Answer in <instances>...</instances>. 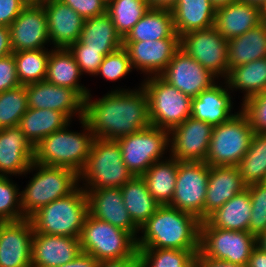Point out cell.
<instances>
[{"label": "cell", "instance_id": "13", "mask_svg": "<svg viewBox=\"0 0 266 267\" xmlns=\"http://www.w3.org/2000/svg\"><path fill=\"white\" fill-rule=\"evenodd\" d=\"M209 178L205 162L179 161L177 179L169 206L204 220V203Z\"/></svg>", "mask_w": 266, "mask_h": 267}, {"label": "cell", "instance_id": "7", "mask_svg": "<svg viewBox=\"0 0 266 267\" xmlns=\"http://www.w3.org/2000/svg\"><path fill=\"white\" fill-rule=\"evenodd\" d=\"M79 240L81 252L92 255L98 261L140 257L136 238L131 233L89 213Z\"/></svg>", "mask_w": 266, "mask_h": 267}, {"label": "cell", "instance_id": "32", "mask_svg": "<svg viewBox=\"0 0 266 267\" xmlns=\"http://www.w3.org/2000/svg\"><path fill=\"white\" fill-rule=\"evenodd\" d=\"M180 39L175 32L171 10L149 9L134 25L123 42Z\"/></svg>", "mask_w": 266, "mask_h": 267}, {"label": "cell", "instance_id": "11", "mask_svg": "<svg viewBox=\"0 0 266 267\" xmlns=\"http://www.w3.org/2000/svg\"><path fill=\"white\" fill-rule=\"evenodd\" d=\"M122 159L133 176H142L155 162L164 159L168 151L169 131L150 126L117 139Z\"/></svg>", "mask_w": 266, "mask_h": 267}, {"label": "cell", "instance_id": "18", "mask_svg": "<svg viewBox=\"0 0 266 267\" xmlns=\"http://www.w3.org/2000/svg\"><path fill=\"white\" fill-rule=\"evenodd\" d=\"M9 29L13 52L46 49L45 44L50 42L42 4L26 5Z\"/></svg>", "mask_w": 266, "mask_h": 267}, {"label": "cell", "instance_id": "28", "mask_svg": "<svg viewBox=\"0 0 266 267\" xmlns=\"http://www.w3.org/2000/svg\"><path fill=\"white\" fill-rule=\"evenodd\" d=\"M171 11L175 32L179 36L215 24L216 9L210 0H178Z\"/></svg>", "mask_w": 266, "mask_h": 267}, {"label": "cell", "instance_id": "55", "mask_svg": "<svg viewBox=\"0 0 266 267\" xmlns=\"http://www.w3.org/2000/svg\"><path fill=\"white\" fill-rule=\"evenodd\" d=\"M150 9L172 10L178 0H145Z\"/></svg>", "mask_w": 266, "mask_h": 267}, {"label": "cell", "instance_id": "4", "mask_svg": "<svg viewBox=\"0 0 266 267\" xmlns=\"http://www.w3.org/2000/svg\"><path fill=\"white\" fill-rule=\"evenodd\" d=\"M88 213L86 191L78 186L69 195L38 209L29 219L35 233L79 238Z\"/></svg>", "mask_w": 266, "mask_h": 267}, {"label": "cell", "instance_id": "8", "mask_svg": "<svg viewBox=\"0 0 266 267\" xmlns=\"http://www.w3.org/2000/svg\"><path fill=\"white\" fill-rule=\"evenodd\" d=\"M141 86L148 95L151 126L170 131L191 116L192 98L160 76L146 77Z\"/></svg>", "mask_w": 266, "mask_h": 267}, {"label": "cell", "instance_id": "50", "mask_svg": "<svg viewBox=\"0 0 266 267\" xmlns=\"http://www.w3.org/2000/svg\"><path fill=\"white\" fill-rule=\"evenodd\" d=\"M98 263L92 255L80 252L74 260L59 267H97Z\"/></svg>", "mask_w": 266, "mask_h": 267}, {"label": "cell", "instance_id": "10", "mask_svg": "<svg viewBox=\"0 0 266 267\" xmlns=\"http://www.w3.org/2000/svg\"><path fill=\"white\" fill-rule=\"evenodd\" d=\"M256 245V237L248 231L215 228L206 220L200 223L199 252L204 257L247 266Z\"/></svg>", "mask_w": 266, "mask_h": 267}, {"label": "cell", "instance_id": "39", "mask_svg": "<svg viewBox=\"0 0 266 267\" xmlns=\"http://www.w3.org/2000/svg\"><path fill=\"white\" fill-rule=\"evenodd\" d=\"M149 9L145 0H112L107 4V14L122 39L128 35Z\"/></svg>", "mask_w": 266, "mask_h": 267}, {"label": "cell", "instance_id": "16", "mask_svg": "<svg viewBox=\"0 0 266 267\" xmlns=\"http://www.w3.org/2000/svg\"><path fill=\"white\" fill-rule=\"evenodd\" d=\"M25 86L28 108L56 110L64 113L71 121L75 114L79 120L84 117L85 100L75 90L46 81Z\"/></svg>", "mask_w": 266, "mask_h": 267}, {"label": "cell", "instance_id": "23", "mask_svg": "<svg viewBox=\"0 0 266 267\" xmlns=\"http://www.w3.org/2000/svg\"><path fill=\"white\" fill-rule=\"evenodd\" d=\"M34 161V147L21 129H0V176L24 175Z\"/></svg>", "mask_w": 266, "mask_h": 267}, {"label": "cell", "instance_id": "41", "mask_svg": "<svg viewBox=\"0 0 266 267\" xmlns=\"http://www.w3.org/2000/svg\"><path fill=\"white\" fill-rule=\"evenodd\" d=\"M28 110L26 86L0 93V129L16 127Z\"/></svg>", "mask_w": 266, "mask_h": 267}, {"label": "cell", "instance_id": "37", "mask_svg": "<svg viewBox=\"0 0 266 267\" xmlns=\"http://www.w3.org/2000/svg\"><path fill=\"white\" fill-rule=\"evenodd\" d=\"M237 168L246 186L266 182V133L254 132Z\"/></svg>", "mask_w": 266, "mask_h": 267}, {"label": "cell", "instance_id": "26", "mask_svg": "<svg viewBox=\"0 0 266 267\" xmlns=\"http://www.w3.org/2000/svg\"><path fill=\"white\" fill-rule=\"evenodd\" d=\"M260 22V8L239 0L216 10L214 26L229 40L241 36Z\"/></svg>", "mask_w": 266, "mask_h": 267}, {"label": "cell", "instance_id": "44", "mask_svg": "<svg viewBox=\"0 0 266 267\" xmlns=\"http://www.w3.org/2000/svg\"><path fill=\"white\" fill-rule=\"evenodd\" d=\"M132 71L131 61L127 51L122 47L106 55L96 75H102L106 80L117 81Z\"/></svg>", "mask_w": 266, "mask_h": 267}, {"label": "cell", "instance_id": "36", "mask_svg": "<svg viewBox=\"0 0 266 267\" xmlns=\"http://www.w3.org/2000/svg\"><path fill=\"white\" fill-rule=\"evenodd\" d=\"M224 81L229 90L244 91L243 101L266 91V58L231 68Z\"/></svg>", "mask_w": 266, "mask_h": 267}, {"label": "cell", "instance_id": "61", "mask_svg": "<svg viewBox=\"0 0 266 267\" xmlns=\"http://www.w3.org/2000/svg\"><path fill=\"white\" fill-rule=\"evenodd\" d=\"M103 1L106 2V4H108L112 0H103Z\"/></svg>", "mask_w": 266, "mask_h": 267}, {"label": "cell", "instance_id": "1", "mask_svg": "<svg viewBox=\"0 0 266 267\" xmlns=\"http://www.w3.org/2000/svg\"><path fill=\"white\" fill-rule=\"evenodd\" d=\"M91 96L85 99L84 118L94 138L117 140L151 126L148 95L142 86L115 89L94 101Z\"/></svg>", "mask_w": 266, "mask_h": 267}, {"label": "cell", "instance_id": "15", "mask_svg": "<svg viewBox=\"0 0 266 267\" xmlns=\"http://www.w3.org/2000/svg\"><path fill=\"white\" fill-rule=\"evenodd\" d=\"M159 76L190 98L211 88L218 79L181 48Z\"/></svg>", "mask_w": 266, "mask_h": 267}, {"label": "cell", "instance_id": "38", "mask_svg": "<svg viewBox=\"0 0 266 267\" xmlns=\"http://www.w3.org/2000/svg\"><path fill=\"white\" fill-rule=\"evenodd\" d=\"M50 53L48 49L13 52L16 74L21 85L45 81Z\"/></svg>", "mask_w": 266, "mask_h": 267}, {"label": "cell", "instance_id": "53", "mask_svg": "<svg viewBox=\"0 0 266 267\" xmlns=\"http://www.w3.org/2000/svg\"><path fill=\"white\" fill-rule=\"evenodd\" d=\"M13 53L10 38V29L7 26H0V58Z\"/></svg>", "mask_w": 266, "mask_h": 267}, {"label": "cell", "instance_id": "3", "mask_svg": "<svg viewBox=\"0 0 266 267\" xmlns=\"http://www.w3.org/2000/svg\"><path fill=\"white\" fill-rule=\"evenodd\" d=\"M83 132L63 129L53 132L34 147V161L46 166L66 167L79 174L86 165L93 143V133L85 118L80 119Z\"/></svg>", "mask_w": 266, "mask_h": 267}, {"label": "cell", "instance_id": "49", "mask_svg": "<svg viewBox=\"0 0 266 267\" xmlns=\"http://www.w3.org/2000/svg\"><path fill=\"white\" fill-rule=\"evenodd\" d=\"M25 6L21 0H0V26L9 27Z\"/></svg>", "mask_w": 266, "mask_h": 267}, {"label": "cell", "instance_id": "19", "mask_svg": "<svg viewBox=\"0 0 266 267\" xmlns=\"http://www.w3.org/2000/svg\"><path fill=\"white\" fill-rule=\"evenodd\" d=\"M132 68L145 75L159 76L176 51L180 48V39H160L157 41L123 42Z\"/></svg>", "mask_w": 266, "mask_h": 267}, {"label": "cell", "instance_id": "29", "mask_svg": "<svg viewBox=\"0 0 266 267\" xmlns=\"http://www.w3.org/2000/svg\"><path fill=\"white\" fill-rule=\"evenodd\" d=\"M266 58V22L228 40V64L231 68Z\"/></svg>", "mask_w": 266, "mask_h": 267}, {"label": "cell", "instance_id": "25", "mask_svg": "<svg viewBox=\"0 0 266 267\" xmlns=\"http://www.w3.org/2000/svg\"><path fill=\"white\" fill-rule=\"evenodd\" d=\"M226 85L216 83L211 88L202 91L197 97L192 98L191 116L213 126L230 120L234 114L230 90ZM232 109V110H231Z\"/></svg>", "mask_w": 266, "mask_h": 267}, {"label": "cell", "instance_id": "51", "mask_svg": "<svg viewBox=\"0 0 266 267\" xmlns=\"http://www.w3.org/2000/svg\"><path fill=\"white\" fill-rule=\"evenodd\" d=\"M97 267H141L140 257H127L120 260L99 261Z\"/></svg>", "mask_w": 266, "mask_h": 267}, {"label": "cell", "instance_id": "5", "mask_svg": "<svg viewBox=\"0 0 266 267\" xmlns=\"http://www.w3.org/2000/svg\"><path fill=\"white\" fill-rule=\"evenodd\" d=\"M25 189L20 191L23 215L29 218L41 207L72 193L79 184L78 174L66 167L32 162L25 174L33 172Z\"/></svg>", "mask_w": 266, "mask_h": 267}, {"label": "cell", "instance_id": "45", "mask_svg": "<svg viewBox=\"0 0 266 267\" xmlns=\"http://www.w3.org/2000/svg\"><path fill=\"white\" fill-rule=\"evenodd\" d=\"M241 111L247 116L254 132L266 133V91L241 103Z\"/></svg>", "mask_w": 266, "mask_h": 267}, {"label": "cell", "instance_id": "35", "mask_svg": "<svg viewBox=\"0 0 266 267\" xmlns=\"http://www.w3.org/2000/svg\"><path fill=\"white\" fill-rule=\"evenodd\" d=\"M121 191L125 208L140 229L160 205L148 191L142 176H133L121 187Z\"/></svg>", "mask_w": 266, "mask_h": 267}, {"label": "cell", "instance_id": "17", "mask_svg": "<svg viewBox=\"0 0 266 267\" xmlns=\"http://www.w3.org/2000/svg\"><path fill=\"white\" fill-rule=\"evenodd\" d=\"M34 233L29 218L0 222V267H32Z\"/></svg>", "mask_w": 266, "mask_h": 267}, {"label": "cell", "instance_id": "58", "mask_svg": "<svg viewBox=\"0 0 266 267\" xmlns=\"http://www.w3.org/2000/svg\"><path fill=\"white\" fill-rule=\"evenodd\" d=\"M240 1L249 3L251 5H254L260 8L265 3L266 0H240Z\"/></svg>", "mask_w": 266, "mask_h": 267}, {"label": "cell", "instance_id": "20", "mask_svg": "<svg viewBox=\"0 0 266 267\" xmlns=\"http://www.w3.org/2000/svg\"><path fill=\"white\" fill-rule=\"evenodd\" d=\"M85 191L90 215L127 231L137 238L140 230L125 208L121 188Z\"/></svg>", "mask_w": 266, "mask_h": 267}, {"label": "cell", "instance_id": "54", "mask_svg": "<svg viewBox=\"0 0 266 267\" xmlns=\"http://www.w3.org/2000/svg\"><path fill=\"white\" fill-rule=\"evenodd\" d=\"M246 267H266V251L256 245Z\"/></svg>", "mask_w": 266, "mask_h": 267}, {"label": "cell", "instance_id": "27", "mask_svg": "<svg viewBox=\"0 0 266 267\" xmlns=\"http://www.w3.org/2000/svg\"><path fill=\"white\" fill-rule=\"evenodd\" d=\"M45 81L56 86L75 90L84 100L89 95L88 88L79 83L80 67L68 48L50 49Z\"/></svg>", "mask_w": 266, "mask_h": 267}, {"label": "cell", "instance_id": "52", "mask_svg": "<svg viewBox=\"0 0 266 267\" xmlns=\"http://www.w3.org/2000/svg\"><path fill=\"white\" fill-rule=\"evenodd\" d=\"M196 267H246L236 265L224 260L204 257L200 252L197 253Z\"/></svg>", "mask_w": 266, "mask_h": 267}, {"label": "cell", "instance_id": "14", "mask_svg": "<svg viewBox=\"0 0 266 267\" xmlns=\"http://www.w3.org/2000/svg\"><path fill=\"white\" fill-rule=\"evenodd\" d=\"M214 126L188 117L169 131L171 157L178 161L204 162Z\"/></svg>", "mask_w": 266, "mask_h": 267}, {"label": "cell", "instance_id": "40", "mask_svg": "<svg viewBox=\"0 0 266 267\" xmlns=\"http://www.w3.org/2000/svg\"><path fill=\"white\" fill-rule=\"evenodd\" d=\"M137 249L141 267H196L197 254L190 250Z\"/></svg>", "mask_w": 266, "mask_h": 267}, {"label": "cell", "instance_id": "9", "mask_svg": "<svg viewBox=\"0 0 266 267\" xmlns=\"http://www.w3.org/2000/svg\"><path fill=\"white\" fill-rule=\"evenodd\" d=\"M238 112L214 126L204 161L209 166H237L248 151L254 131L247 116L241 110Z\"/></svg>", "mask_w": 266, "mask_h": 267}, {"label": "cell", "instance_id": "34", "mask_svg": "<svg viewBox=\"0 0 266 267\" xmlns=\"http://www.w3.org/2000/svg\"><path fill=\"white\" fill-rule=\"evenodd\" d=\"M168 158L155 162L142 175L148 191L160 206L170 205L177 179L179 161Z\"/></svg>", "mask_w": 266, "mask_h": 267}, {"label": "cell", "instance_id": "22", "mask_svg": "<svg viewBox=\"0 0 266 267\" xmlns=\"http://www.w3.org/2000/svg\"><path fill=\"white\" fill-rule=\"evenodd\" d=\"M80 252L79 238L34 233L32 267H59L74 260Z\"/></svg>", "mask_w": 266, "mask_h": 267}, {"label": "cell", "instance_id": "57", "mask_svg": "<svg viewBox=\"0 0 266 267\" xmlns=\"http://www.w3.org/2000/svg\"><path fill=\"white\" fill-rule=\"evenodd\" d=\"M257 246L266 251V231L256 238Z\"/></svg>", "mask_w": 266, "mask_h": 267}, {"label": "cell", "instance_id": "46", "mask_svg": "<svg viewBox=\"0 0 266 267\" xmlns=\"http://www.w3.org/2000/svg\"><path fill=\"white\" fill-rule=\"evenodd\" d=\"M68 49L79 65L82 74L87 73L96 76L105 57L104 54L100 53V50L85 49V43L79 40L71 44Z\"/></svg>", "mask_w": 266, "mask_h": 267}, {"label": "cell", "instance_id": "2", "mask_svg": "<svg viewBox=\"0 0 266 267\" xmlns=\"http://www.w3.org/2000/svg\"><path fill=\"white\" fill-rule=\"evenodd\" d=\"M200 223L195 215L169 205L159 206L141 226L137 248L190 250L199 252Z\"/></svg>", "mask_w": 266, "mask_h": 267}, {"label": "cell", "instance_id": "43", "mask_svg": "<svg viewBox=\"0 0 266 267\" xmlns=\"http://www.w3.org/2000/svg\"><path fill=\"white\" fill-rule=\"evenodd\" d=\"M252 204L248 232L256 238L266 231V182L247 186Z\"/></svg>", "mask_w": 266, "mask_h": 267}, {"label": "cell", "instance_id": "6", "mask_svg": "<svg viewBox=\"0 0 266 267\" xmlns=\"http://www.w3.org/2000/svg\"><path fill=\"white\" fill-rule=\"evenodd\" d=\"M78 176L84 190H98L121 188L133 174L124 164L117 140L94 138L86 165Z\"/></svg>", "mask_w": 266, "mask_h": 267}, {"label": "cell", "instance_id": "33", "mask_svg": "<svg viewBox=\"0 0 266 267\" xmlns=\"http://www.w3.org/2000/svg\"><path fill=\"white\" fill-rule=\"evenodd\" d=\"M251 210L249 189L246 188L211 213L205 220L215 228L248 231Z\"/></svg>", "mask_w": 266, "mask_h": 267}, {"label": "cell", "instance_id": "60", "mask_svg": "<svg viewBox=\"0 0 266 267\" xmlns=\"http://www.w3.org/2000/svg\"><path fill=\"white\" fill-rule=\"evenodd\" d=\"M25 5H38L41 4L43 0H21Z\"/></svg>", "mask_w": 266, "mask_h": 267}, {"label": "cell", "instance_id": "31", "mask_svg": "<svg viewBox=\"0 0 266 267\" xmlns=\"http://www.w3.org/2000/svg\"><path fill=\"white\" fill-rule=\"evenodd\" d=\"M72 122L64 113L50 109L28 108L18 127L35 147L42 139Z\"/></svg>", "mask_w": 266, "mask_h": 267}, {"label": "cell", "instance_id": "56", "mask_svg": "<svg viewBox=\"0 0 266 267\" xmlns=\"http://www.w3.org/2000/svg\"><path fill=\"white\" fill-rule=\"evenodd\" d=\"M213 7L217 10L218 8L224 7L230 3L239 1V0H210Z\"/></svg>", "mask_w": 266, "mask_h": 267}, {"label": "cell", "instance_id": "59", "mask_svg": "<svg viewBox=\"0 0 266 267\" xmlns=\"http://www.w3.org/2000/svg\"><path fill=\"white\" fill-rule=\"evenodd\" d=\"M260 18H261V21L266 22V1H265V3L260 7Z\"/></svg>", "mask_w": 266, "mask_h": 267}, {"label": "cell", "instance_id": "12", "mask_svg": "<svg viewBox=\"0 0 266 267\" xmlns=\"http://www.w3.org/2000/svg\"><path fill=\"white\" fill-rule=\"evenodd\" d=\"M180 48L217 78L219 76L227 78L228 40L217 31L215 26L194 30L180 36Z\"/></svg>", "mask_w": 266, "mask_h": 267}, {"label": "cell", "instance_id": "24", "mask_svg": "<svg viewBox=\"0 0 266 267\" xmlns=\"http://www.w3.org/2000/svg\"><path fill=\"white\" fill-rule=\"evenodd\" d=\"M246 188L237 166H209L204 220Z\"/></svg>", "mask_w": 266, "mask_h": 267}, {"label": "cell", "instance_id": "48", "mask_svg": "<svg viewBox=\"0 0 266 267\" xmlns=\"http://www.w3.org/2000/svg\"><path fill=\"white\" fill-rule=\"evenodd\" d=\"M20 85L16 74V62L13 53L0 58V93Z\"/></svg>", "mask_w": 266, "mask_h": 267}, {"label": "cell", "instance_id": "30", "mask_svg": "<svg viewBox=\"0 0 266 267\" xmlns=\"http://www.w3.org/2000/svg\"><path fill=\"white\" fill-rule=\"evenodd\" d=\"M79 41L85 43V49L100 50L105 56L123 47V39L107 13L85 19Z\"/></svg>", "mask_w": 266, "mask_h": 267}, {"label": "cell", "instance_id": "42", "mask_svg": "<svg viewBox=\"0 0 266 267\" xmlns=\"http://www.w3.org/2000/svg\"><path fill=\"white\" fill-rule=\"evenodd\" d=\"M17 184L8 176H0V222L25 219L21 208V195Z\"/></svg>", "mask_w": 266, "mask_h": 267}, {"label": "cell", "instance_id": "47", "mask_svg": "<svg viewBox=\"0 0 266 267\" xmlns=\"http://www.w3.org/2000/svg\"><path fill=\"white\" fill-rule=\"evenodd\" d=\"M71 7L84 20L107 13V4L103 0H60Z\"/></svg>", "mask_w": 266, "mask_h": 267}, {"label": "cell", "instance_id": "21", "mask_svg": "<svg viewBox=\"0 0 266 267\" xmlns=\"http://www.w3.org/2000/svg\"><path fill=\"white\" fill-rule=\"evenodd\" d=\"M48 35L55 48H68L80 39L84 19L60 0H43ZM52 41V42H51Z\"/></svg>", "mask_w": 266, "mask_h": 267}]
</instances>
